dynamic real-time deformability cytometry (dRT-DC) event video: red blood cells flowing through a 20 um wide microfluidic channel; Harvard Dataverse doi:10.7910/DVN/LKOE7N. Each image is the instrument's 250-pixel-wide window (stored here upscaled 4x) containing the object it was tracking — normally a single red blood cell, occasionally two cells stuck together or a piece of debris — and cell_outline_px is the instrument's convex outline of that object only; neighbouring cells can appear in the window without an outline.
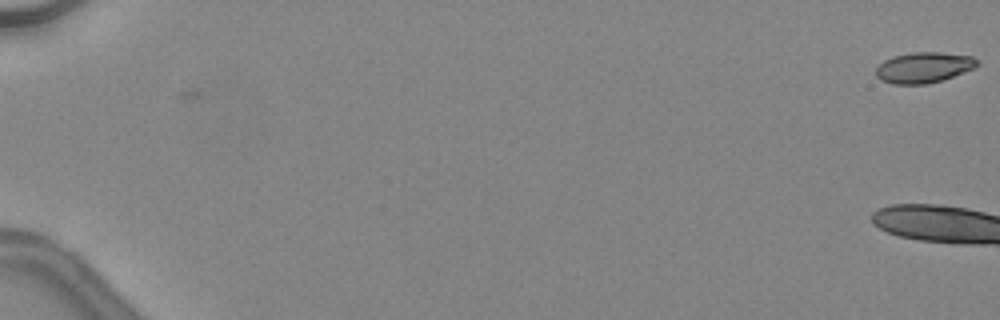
{"species": "common noctule bat (a hibernating species)", "species_latin": "Nyctalus noctula", "temperature_condition": "warm", "stored_images_in_passage": 4, "camera_frame_rate_fps": 3000, "um_per_image_px": 0.085, "animal": {"sex": "female", "body_mass_g": 24.6, "forearm_length_mm": 56.2}, "frame": {"image": 1, "passage_image": 1, "time_ms": 0.0, "image_size_px": [1000, 320], "cell_outline_px": [[980, 64], [964, 72], [944, 80], [924, 84], [892, 84], [880, 80], [876, 76], [876, 68], [884, 60], [892, 56], [912, 52], [940, 52], [972, 56]], "centroid_in_image_um": [78.49, 5.74], "position_along_channel_um": 6.5, "area_um2": 18.15}}